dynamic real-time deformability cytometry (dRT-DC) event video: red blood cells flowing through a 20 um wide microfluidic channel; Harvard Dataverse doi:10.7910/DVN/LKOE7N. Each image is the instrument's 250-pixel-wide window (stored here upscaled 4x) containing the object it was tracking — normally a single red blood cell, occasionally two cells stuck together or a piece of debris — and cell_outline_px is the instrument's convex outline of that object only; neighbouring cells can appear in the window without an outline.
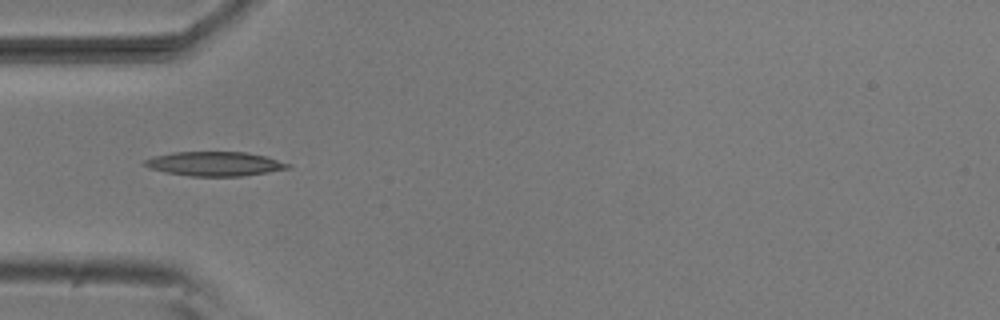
{"species": "common noctule bat (a hibernating species)", "species_latin": "Nyctalus noctula", "temperature_condition": "room temperature", "stored_images_in_passage": 38, "camera_frame_rate_fps": 3000, "um_per_image_px": 0.085, "animal": {"sex": "male", "body_mass_g": 20.5, "forearm_length_mm": 52.5}, "frame": {"image": 1, "passage_image": 2, "time_ms": 0.333, "image_size_px": [1000, 320], "cell_outline_px": [[292, 164], [288, 168], [268, 172], [240, 176], [188, 176], [148, 168], [144, 164], [144, 160], [152, 156], [172, 152], [248, 152], [268, 156]], "centroid_in_image_um": [18.26, 13.91], "position_along_channel_um": 66.7, "area_um2": 20.35}}
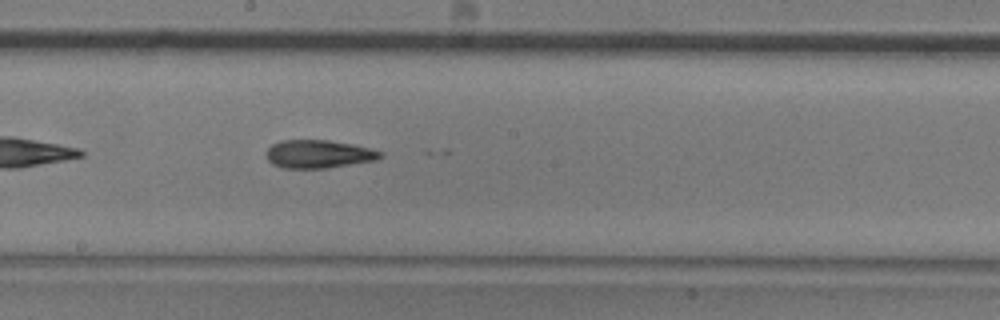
{"frame": {"image": 2, "passage_image": 14, "time_ms": 4.333, "image_size_px": [1000, 320], "cell_outline_px": [[384, 156], [376, 160], [328, 168], [280, 168], [272, 164], [268, 160], [268, 148], [272, 144], [280, 140], [328, 140], [352, 144], [384, 152]], "centroid_in_image_um": [27.09, 13.1], "position_along_channel_um": 221.1, "area_um2": 18.73}}
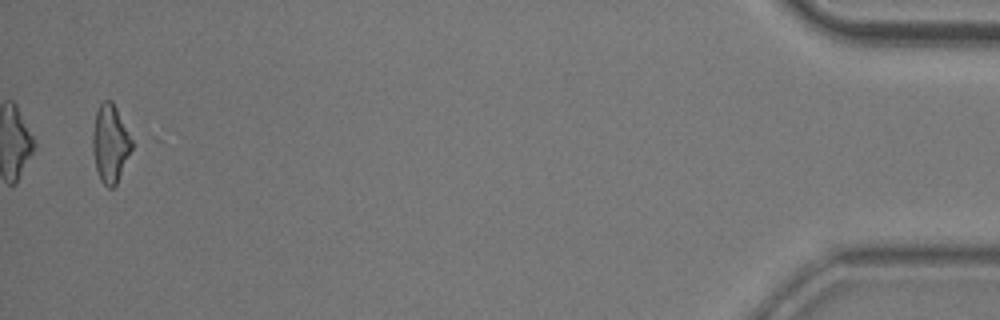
{"frame": {"image": 3, "passage_image": 37, "time_ms": 12.0, "image_size_px": [1000, 320], "cell_outline_px": [[132, 148], [116, 184], [112, 188], [108, 188], [100, 180], [96, 168], [92, 148], [92, 132], [96, 112], [100, 104], [104, 100], [112, 100], [132, 140]], "centroid_in_image_um": [9.35, 12.2], "position_along_channel_um": 425.9, "area_um2": 17.51}, "authors_computed_cell_mechanics": {"area_um2": 18.6116, "velocity_mm_per_s": 3.8323, "shape_relaxation_time_tau1_ms": null, "shape_relaxation_time_tau2_ms": 5.3453, "deformation_change_tau1": null, "deformation_change_tau2": 0.1705}}